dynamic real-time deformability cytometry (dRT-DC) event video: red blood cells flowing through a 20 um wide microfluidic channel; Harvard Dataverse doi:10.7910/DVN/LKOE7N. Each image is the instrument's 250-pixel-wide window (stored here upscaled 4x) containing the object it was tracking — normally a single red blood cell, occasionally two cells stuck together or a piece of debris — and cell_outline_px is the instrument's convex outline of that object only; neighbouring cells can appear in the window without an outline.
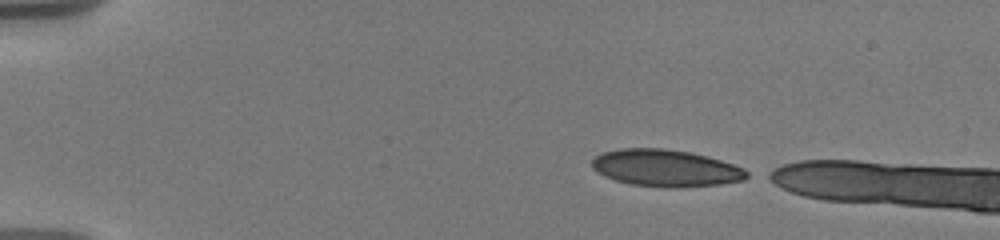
{"species": "human", "species_latin": "Homo sapiens", "temperature_condition": "warm", "stored_images_in_passage": 13, "camera_frame_rate_fps": 3000, "um_per_image_px": 0.085, "donor": {"sex": "male"}, "frame": {"image": 1, "passage_image": 1, "time_ms": 0.0, "image_size_px": [1000, 240], "cell_outline_px": [[752, 176], [744, 180], [720, 184], [680, 188], [664, 188], [632, 184], [616, 180], [604, 176], [596, 172], [592, 168], [592, 160], [600, 152], [620, 148], [664, 148], [688, 152], [720, 160], [744, 168], [752, 172]], "centroid_in_image_um": [56.6, 14.29], "position_along_channel_um": 28.4, "area_um2": 33.7}}